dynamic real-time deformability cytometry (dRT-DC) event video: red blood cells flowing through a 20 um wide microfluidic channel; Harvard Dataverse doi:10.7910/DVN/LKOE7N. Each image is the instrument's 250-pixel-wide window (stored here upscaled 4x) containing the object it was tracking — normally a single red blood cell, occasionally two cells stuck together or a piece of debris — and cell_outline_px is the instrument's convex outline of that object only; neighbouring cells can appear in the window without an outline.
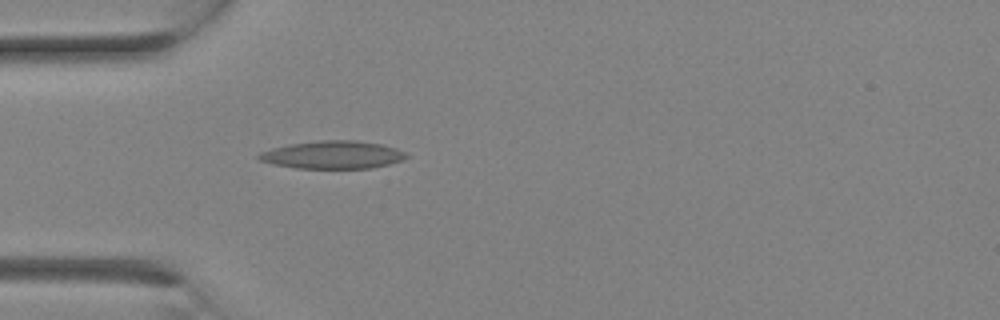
{"species": "Egyptian fruit bat (a non-hibernating species)", "species_latin": "Rousettus aegyptiacus", "temperature_condition": "room temperature", "stored_images_in_passage": 16, "camera_frame_rate_fps": 3000, "um_per_image_px": 0.085, "animal": {"sex": "female"}, "frame": {"image": 1, "passage_image": 8, "time_ms": 2.333, "image_size_px": [1000, 320], "cell_outline_px": [[408, 156], [404, 160], [372, 168], [296, 168], [272, 164], [260, 160], [256, 156], [260, 152], [272, 148], [292, 144], [320, 140], [356, 140], [380, 144], [396, 148], [404, 152]], "centroid_in_image_um": [28.28, 13.16], "position_along_channel_um": 56.7, "area_um2": 23.81}}
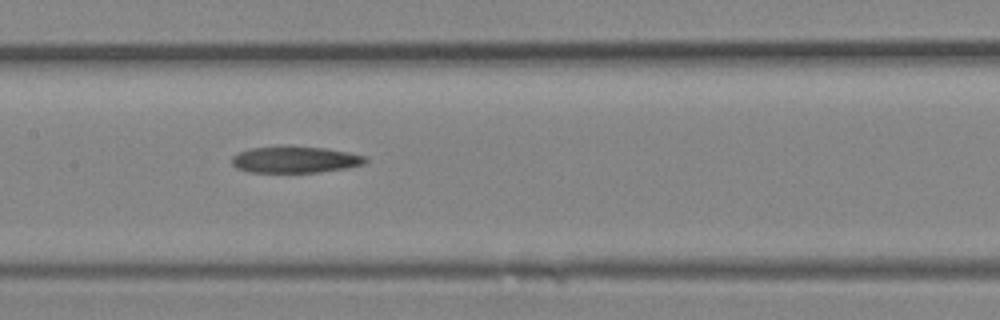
{"frame": {"image": 2, "passage_image": 13, "time_ms": 4.0, "image_size_px": [1000, 320], "cell_outline_px": [[368, 160], [364, 164], [348, 168], [320, 172], [248, 172], [236, 168], [232, 164], [232, 156], [236, 152], [248, 148], [324, 148], [348, 152], [368, 156]], "centroid_in_image_um": [25.1, 13.6], "position_along_channel_um": 182.3, "area_um2": 20.29}}
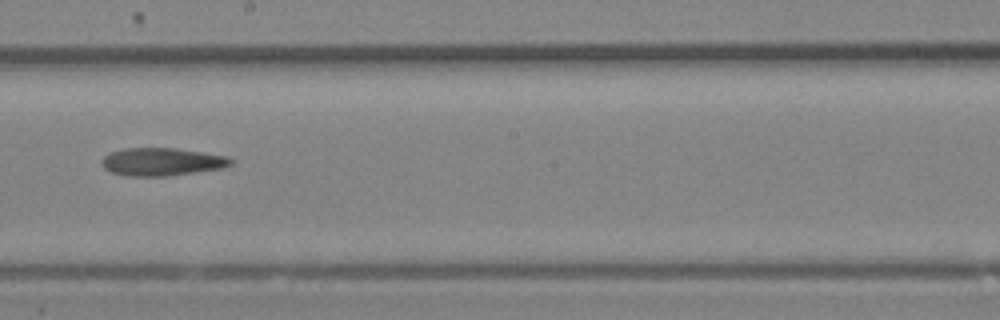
{"frame": {"image": 3, "passage_image": 15, "time_ms": 4.667, "image_size_px": [1000, 320], "cell_outline_px": [[232, 164], [224, 168], [168, 176], [124, 176], [112, 172], [104, 168], [100, 164], [100, 160], [108, 152], [124, 148], [176, 148], [228, 156], [232, 160]], "centroid_in_image_um": [13.72, 13.75], "position_along_channel_um": 234.5, "area_um2": 21.21}}